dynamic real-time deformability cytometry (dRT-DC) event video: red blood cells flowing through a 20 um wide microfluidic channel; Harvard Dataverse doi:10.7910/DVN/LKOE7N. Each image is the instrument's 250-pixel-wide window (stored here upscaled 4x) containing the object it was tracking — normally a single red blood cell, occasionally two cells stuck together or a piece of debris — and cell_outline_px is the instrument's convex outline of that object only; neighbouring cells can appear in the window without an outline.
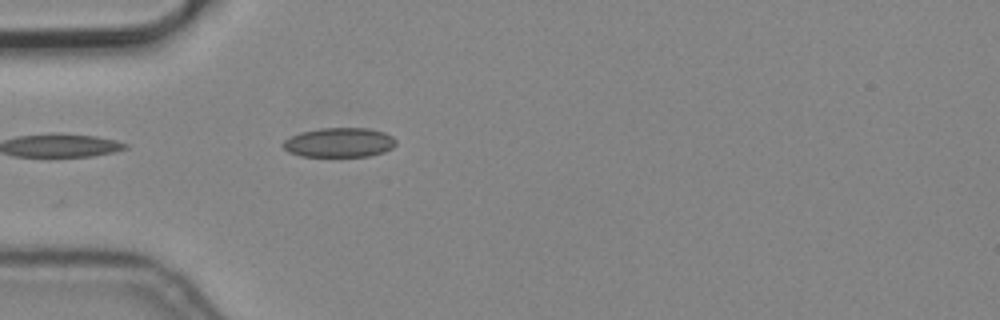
{"species": "common noctule bat (a hibernating species)", "species_latin": "Nyctalus noctula", "temperature_condition": "cold", "stored_images_in_passage": 3, "camera_frame_rate_fps": 3000, "um_per_image_px": 0.085, "animal": {"sex": "male", "body_mass_g": 19.2, "forearm_length_mm": 51.8}, "frame": {"image": 1, "passage_image": 3, "time_ms": 0.667, "image_size_px": [1000, 320], "cell_outline_px": [[396, 144], [392, 148], [384, 152], [368, 156], [300, 156], [288, 152], [280, 144], [284, 140], [300, 132], [320, 128], [368, 128], [384, 132], [392, 136], [396, 140]], "centroid_in_image_um": [28.83, 12.11], "position_along_channel_um": 56.2, "area_um2": 19.48}}